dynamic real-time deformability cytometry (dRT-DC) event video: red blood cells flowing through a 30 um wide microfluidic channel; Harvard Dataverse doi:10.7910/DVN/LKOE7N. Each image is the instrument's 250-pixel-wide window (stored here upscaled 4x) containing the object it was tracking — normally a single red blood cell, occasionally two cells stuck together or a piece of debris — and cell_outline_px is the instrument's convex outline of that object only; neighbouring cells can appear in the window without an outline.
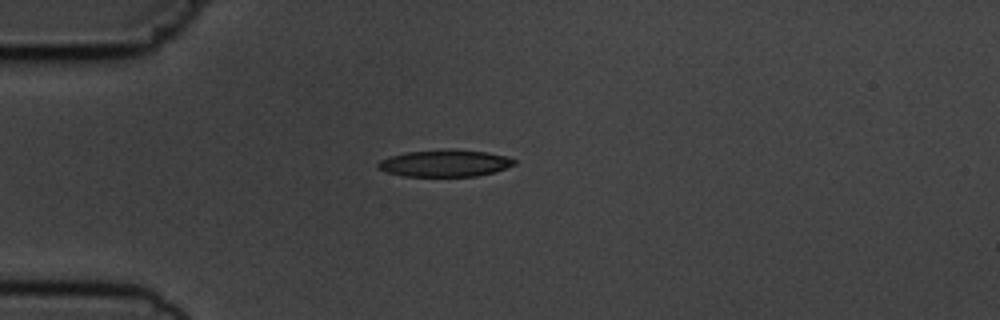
{"species": "common noctule bat (a hibernating species)", "species_latin": "Nyctalus noctula", "temperature_condition": "cold", "stored_images_in_passage": 2, "camera_frame_rate_fps": 3000, "um_per_image_px": 0.085, "animal": {"sex": "male", "body_mass_g": 19.5, "forearm_length_mm": 54.6}, "frame": {"image": 1, "passage_image": 1, "time_ms": 0.0, "image_size_px": [1000, 320], "cell_outline_px": [[516, 164], [492, 172], [476, 176], [404, 176], [388, 172], [376, 168], [376, 164], [380, 160], [388, 156], [408, 152], [448, 148], [488, 152], [504, 156], [516, 160]], "centroid_in_image_um": [37.77, 13.86], "position_along_channel_um": 47.2, "area_um2": 21.39}}